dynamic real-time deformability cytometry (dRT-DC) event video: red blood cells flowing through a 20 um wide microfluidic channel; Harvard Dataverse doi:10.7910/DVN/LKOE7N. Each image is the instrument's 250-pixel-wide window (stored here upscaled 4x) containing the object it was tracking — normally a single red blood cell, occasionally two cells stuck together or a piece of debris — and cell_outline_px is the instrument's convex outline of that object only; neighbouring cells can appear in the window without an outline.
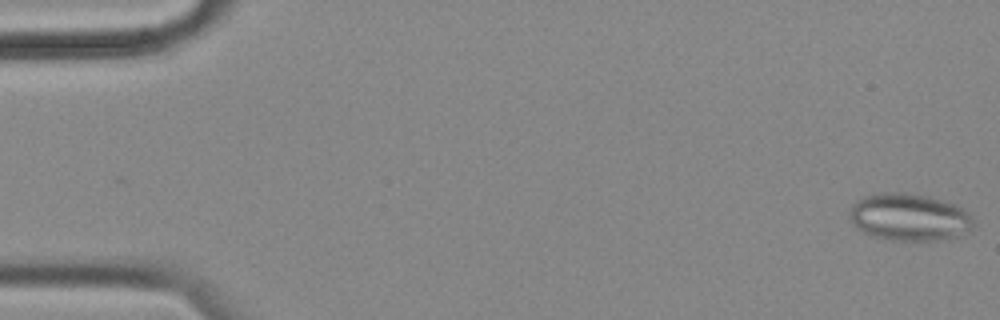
{"species": "common noctule bat (a hibernating species)", "species_latin": "Nyctalus noctula", "temperature_condition": "cold", "stored_images_in_passage": 44, "camera_frame_rate_fps": 3000, "um_per_image_px": 0.085, "animal": {"sex": "female", "body_mass_g": 18.4}, "frame": {"image": 1, "passage_image": 1, "time_ms": 0.0, "image_size_px": [1000, 320], "cell_outline_px": [[976, 224], [968, 232], [956, 236], [940, 240], [888, 240], [872, 236], [856, 228], [852, 220], [848, 208], [856, 200], [864, 196], [880, 192], [900, 192], [928, 196], [952, 204], [968, 212], [972, 216]], "centroid_in_image_um": [77.27, 18.46], "position_along_channel_um": 7.7, "area_um2": 34.22}}
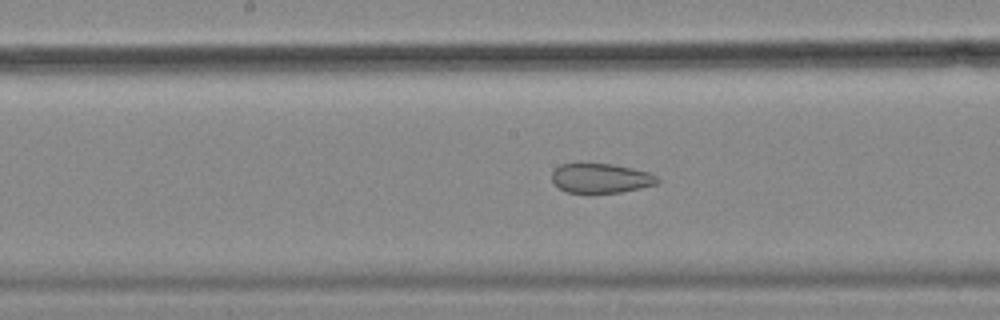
{"frame": {"image": 2, "passage_image": 29, "time_ms": 9.333, "image_size_px": [1000, 320], "cell_outline_px": [[660, 180], [656, 184], [640, 188], [620, 192], [592, 196], [568, 192], [560, 188], [552, 180], [552, 172], [560, 164], [612, 164], [632, 168], [648, 172], [656, 176]], "centroid_in_image_um": [51.05, 15.19], "position_along_channel_um": 197.1, "area_um2": 18.55}}
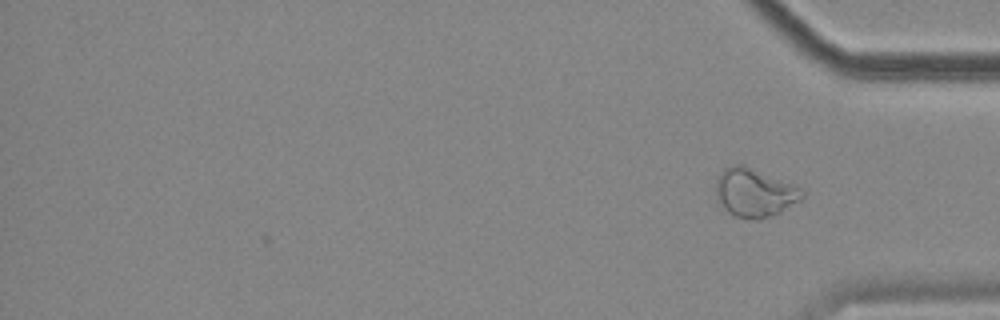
{"frame": {"image": 3, "passage_image": 44, "time_ms": 14.333, "image_size_px": [1000, 320], "cell_outline_px": [[804, 196], [800, 200], [780, 212], [772, 216], [760, 220], [756, 220], [736, 216], [728, 212], [724, 208], [716, 196], [716, 180], [720, 172], [724, 168], [732, 164], [744, 164], [792, 184], [800, 188], [804, 192]], "centroid_in_image_um": [64.12, 16.37], "position_along_channel_um": 371.1, "area_um2": 24.33}, "authors_computed_cell_mechanics": {"area_um2": 22.5131, "velocity_mm_per_s": 3.5177, "shape_relaxation_time_tau1_ms": null, "shape_relaxation_time_tau2_ms": 1.8571, "deformation_change_tau1": null, "deformation_change_tau2": 0.0789}}